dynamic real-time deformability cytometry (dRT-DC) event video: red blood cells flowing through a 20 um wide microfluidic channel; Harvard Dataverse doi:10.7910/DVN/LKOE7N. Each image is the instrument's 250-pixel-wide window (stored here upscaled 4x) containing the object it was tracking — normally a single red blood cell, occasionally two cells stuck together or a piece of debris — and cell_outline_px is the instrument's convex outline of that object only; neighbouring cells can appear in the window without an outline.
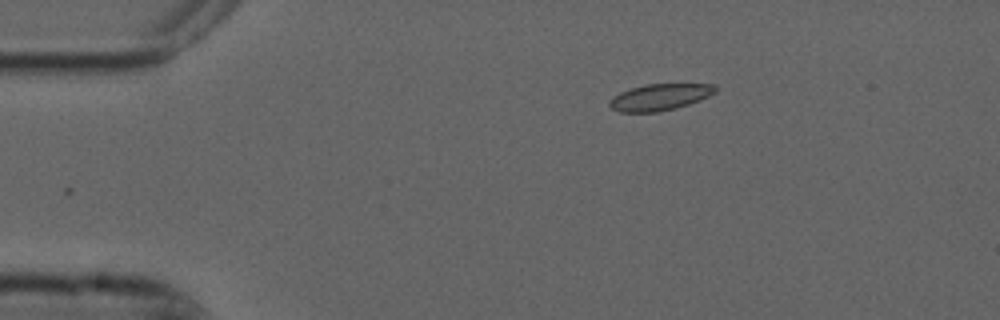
{"species": "common noctule bat (a hibernating species)", "species_latin": "Nyctalus noctula", "temperature_condition": "cold", "stored_images_in_passage": 2, "camera_frame_rate_fps": 3000, "um_per_image_px": 0.085, "animal": {"sex": "male", "forearm_length_mm": 52.5}, "frame": {"image": 1, "passage_image": 1, "time_ms": 0.0, "image_size_px": [1000, 320], "cell_outline_px": [[716, 92], [700, 100], [676, 108], [656, 112], [620, 112], [612, 108], [608, 104], [608, 100], [612, 96], [620, 92], [644, 84], [716, 84]], "centroid_in_image_um": [56.06, 8.25], "position_along_channel_um": 28.9, "area_um2": 16.36}}